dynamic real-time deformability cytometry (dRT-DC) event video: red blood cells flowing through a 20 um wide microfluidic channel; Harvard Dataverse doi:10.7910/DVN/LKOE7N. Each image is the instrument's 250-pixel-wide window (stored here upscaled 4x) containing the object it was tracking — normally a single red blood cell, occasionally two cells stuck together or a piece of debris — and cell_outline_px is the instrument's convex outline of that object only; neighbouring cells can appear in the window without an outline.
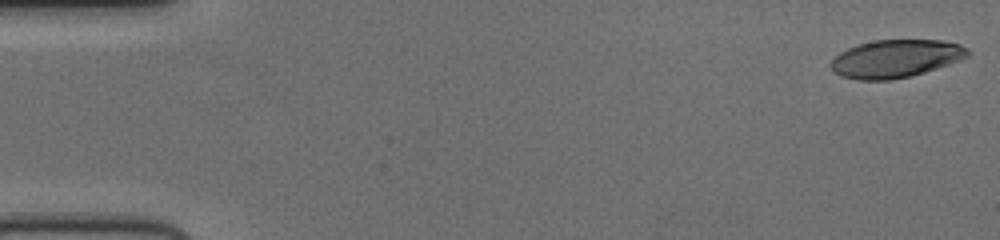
{"species": "human", "species_latin": "Homo sapiens", "temperature_condition": "cold", "stored_images_in_passage": 52, "camera_frame_rate_fps": 3000, "um_per_image_px": 0.085, "donor": {"sex": "female"}, "frame": {"image": 1, "passage_image": 1, "time_ms": 0.0, "image_size_px": [1000, 240], "cell_outline_px": [[968, 56], [960, 60], [924, 72], [908, 76], [888, 80], [856, 80], [840, 76], [832, 68], [832, 60], [840, 52], [856, 44], [876, 40], [940, 40], [960, 44], [968, 52]], "centroid_in_image_um": [76.1, 4.98], "position_along_channel_um": 8.9, "area_um2": 29.82}}
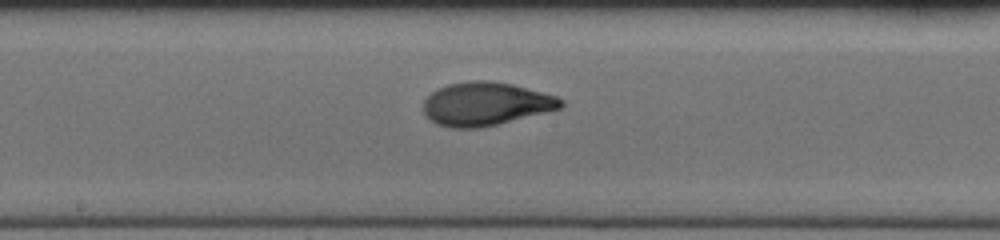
{"frame": {"image": 2, "passage_image": 28, "time_ms": 9.0, "image_size_px": [1000, 240], "cell_outline_px": [[564, 104], [560, 108], [480, 128], [452, 128], [436, 124], [424, 112], [424, 100], [436, 88], [448, 84], [468, 80], [488, 80], [512, 84], [556, 96], [564, 100]], "centroid_in_image_um": [41.26, 8.81], "position_along_channel_um": 206.9, "area_um2": 34.45}}
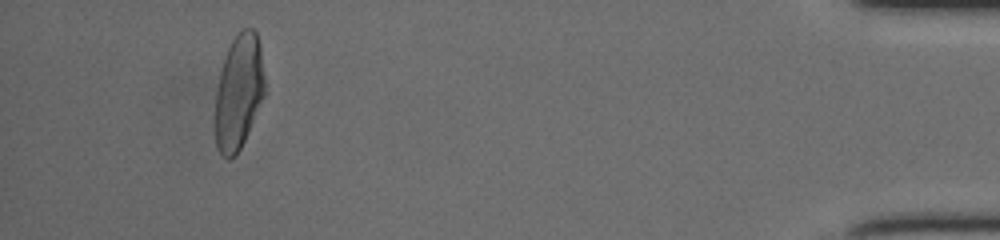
{"frame": {"image": 3, "passage_image": 49, "time_ms": 16.0, "image_size_px": [1000, 240], "cell_outline_px": [[264, 96], [244, 140], [240, 148], [228, 160], [216, 148], [216, 92], [220, 72], [228, 48], [232, 40], [244, 28], [252, 28], [256, 32], [260, 44], [264, 76]], "centroid_in_image_um": [20.3, 7.79], "position_along_channel_um": 414.9, "area_um2": 32.54}}